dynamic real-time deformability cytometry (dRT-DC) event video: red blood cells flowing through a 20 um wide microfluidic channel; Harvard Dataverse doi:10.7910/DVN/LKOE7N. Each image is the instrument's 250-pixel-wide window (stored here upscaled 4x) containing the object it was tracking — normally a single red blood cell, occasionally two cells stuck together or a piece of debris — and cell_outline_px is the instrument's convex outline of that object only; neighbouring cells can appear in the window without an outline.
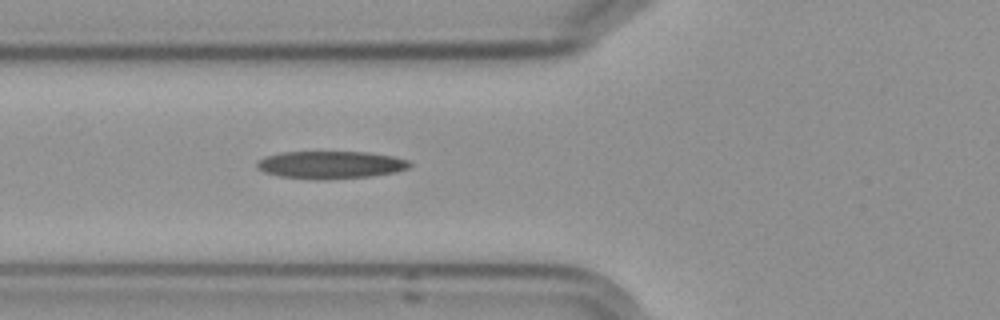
{"species": "Egyptian fruit bat (a non-hibernating species)", "species_latin": "Rousettus aegyptiacus", "temperature_condition": "cold", "stored_images_in_passage": 4, "camera_frame_rate_fps": 3000, "um_per_image_px": 0.085, "frame": {"image": 1, "passage_image": 4, "time_ms": 4.0, "image_size_px": [1000, 320], "cell_outline_px": [[412, 164], [408, 168], [396, 172], [368, 176], [316, 180], [280, 176], [264, 172], [256, 168], [256, 160], [280, 152], [368, 152], [396, 156], [408, 160]], "centroid_in_image_um": [28.1, 14.0], "position_along_channel_um": 97.7, "area_um2": 24.62}}